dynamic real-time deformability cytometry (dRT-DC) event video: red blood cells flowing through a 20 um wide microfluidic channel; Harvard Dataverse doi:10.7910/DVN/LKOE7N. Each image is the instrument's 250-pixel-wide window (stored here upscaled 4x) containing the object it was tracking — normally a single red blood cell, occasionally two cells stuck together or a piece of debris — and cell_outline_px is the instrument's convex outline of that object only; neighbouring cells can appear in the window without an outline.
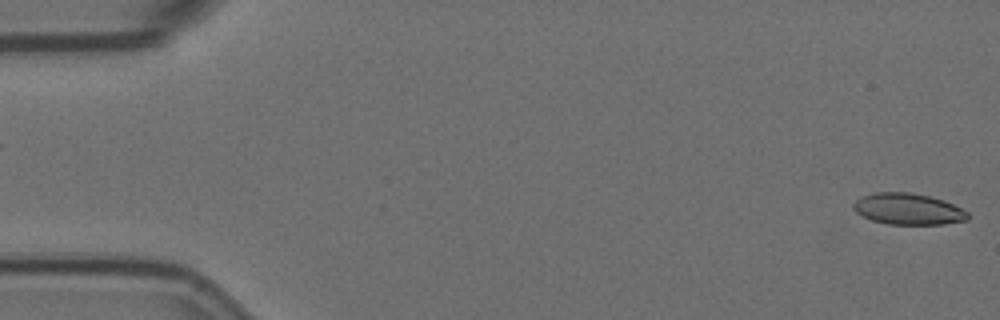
{"species": "Egyptian fruit bat (a non-hibernating species)", "species_latin": "Rousettus aegyptiacus", "temperature_condition": "room temperature", "stored_images_in_passage": 2, "camera_frame_rate_fps": 3000, "um_per_image_px": 0.085, "animal": {"sex": "female"}, "frame": {"image": 1, "passage_image": 2, "time_ms": 0.333, "image_size_px": [1000, 320], "cell_outline_px": [[968, 220], [944, 224], [888, 224], [872, 220], [856, 212], [852, 208], [852, 204], [860, 196], [876, 192], [912, 192], [944, 200], [968, 212]], "centroid_in_image_um": [77.17, 17.76], "position_along_channel_um": 7.8, "area_um2": 20.87}}